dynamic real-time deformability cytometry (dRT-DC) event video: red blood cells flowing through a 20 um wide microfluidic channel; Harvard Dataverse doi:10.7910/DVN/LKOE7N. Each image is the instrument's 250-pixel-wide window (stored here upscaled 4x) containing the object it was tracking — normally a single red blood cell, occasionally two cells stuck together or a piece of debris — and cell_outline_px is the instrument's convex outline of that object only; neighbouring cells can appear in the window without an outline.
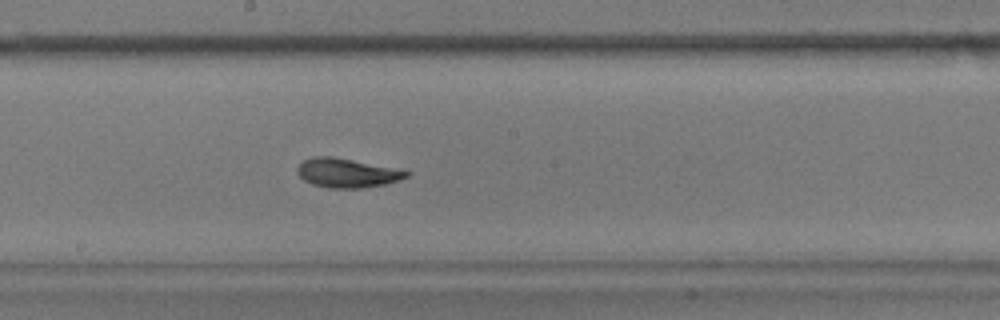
{"species": "common noctule bat (a hibernating species)", "species_latin": "Nyctalus noctula", "temperature_condition": "warm", "stored_images_in_passage": 30, "camera_frame_rate_fps": 3000, "um_per_image_px": 0.085, "animal": {"sex": "male", "body_mass_g": 17.9}, "frame": {"image": 1, "passage_image": 29, "time_ms": 9.333, "image_size_px": [1000, 320], "cell_outline_px": [[412, 172], [408, 176], [400, 180], [384, 184], [360, 188], [328, 188], [312, 184], [304, 180], [296, 172], [296, 168], [304, 160], [312, 156], [332, 156]], "centroid_in_image_um": [29.45, 14.7], "position_along_channel_um": 218.8, "area_um2": 18.32}}